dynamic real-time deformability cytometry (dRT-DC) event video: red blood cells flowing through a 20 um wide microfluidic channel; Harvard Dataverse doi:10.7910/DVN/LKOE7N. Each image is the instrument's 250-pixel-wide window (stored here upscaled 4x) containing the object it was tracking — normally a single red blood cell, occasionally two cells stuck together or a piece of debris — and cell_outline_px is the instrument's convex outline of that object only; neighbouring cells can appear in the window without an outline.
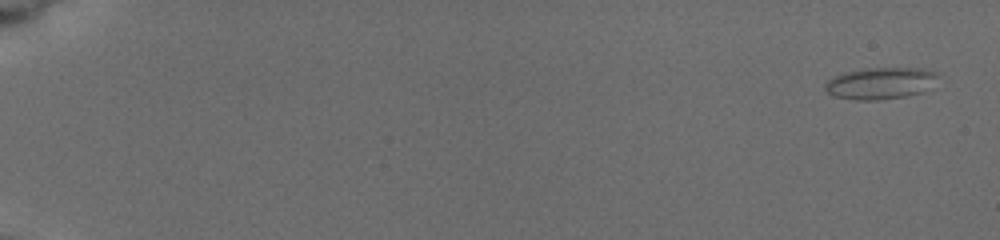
{"species": "common noctule bat (a hibernating species)", "species_latin": "Nyctalus noctula", "temperature_condition": "cold", "stored_images_in_passage": 9, "camera_frame_rate_fps": 3000, "um_per_image_px": 0.085, "animal": {"sex": "female", "body_mass_g": 19.5, "forearm_length_mm": 54.1}, "frame": {"image": 1, "passage_image": 1, "time_ms": 0.0, "image_size_px": [1000, 240], "cell_outline_px": [[940, 76], [920, 92], [908, 96], [876, 100], [856, 100], [832, 96], [824, 88], [824, 84], [828, 80], [844, 72], [868, 68], [920, 68], [936, 72]], "centroid_in_image_um": [74.79, 7.07], "position_along_channel_um": 10.2, "area_um2": 20.63}}
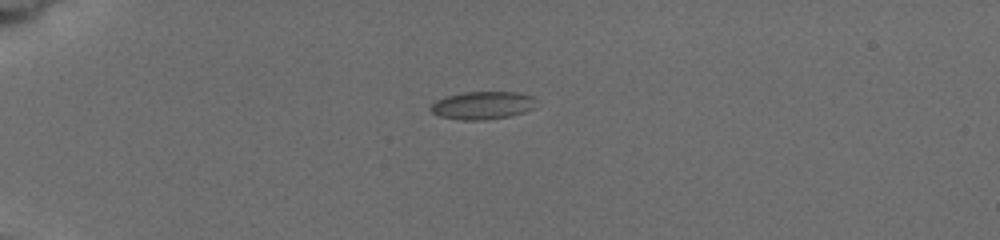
{"frame": {"image": 2, "passage_image": 6, "time_ms": 4.667, "image_size_px": [1000, 240], "cell_outline_px": [[536, 108], [524, 112], [508, 116], [480, 120], [464, 120], [440, 116], [432, 112], [428, 108], [436, 100], [444, 96], [464, 92], [516, 92], [532, 96]], "centroid_in_image_um": [40.99, 8.95], "position_along_channel_um": 44.0, "area_um2": 17.05}}
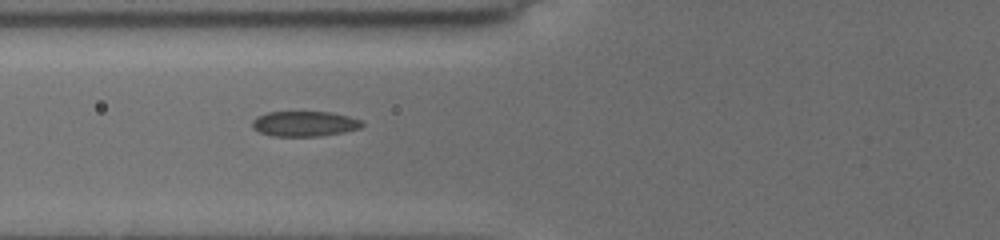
{"frame": {"image": 3, "passage_image": 9, "time_ms": 7.333, "image_size_px": [1000, 240], "cell_outline_px": [[364, 124], [360, 128], [344, 132], [320, 136], [272, 136], [260, 132], [252, 128], [252, 120], [256, 116], [268, 112], [332, 112], [348, 116], [360, 120]], "centroid_in_image_um": [25.86, 10.52], "position_along_channel_um": 99.9, "area_um2": 16.18}}